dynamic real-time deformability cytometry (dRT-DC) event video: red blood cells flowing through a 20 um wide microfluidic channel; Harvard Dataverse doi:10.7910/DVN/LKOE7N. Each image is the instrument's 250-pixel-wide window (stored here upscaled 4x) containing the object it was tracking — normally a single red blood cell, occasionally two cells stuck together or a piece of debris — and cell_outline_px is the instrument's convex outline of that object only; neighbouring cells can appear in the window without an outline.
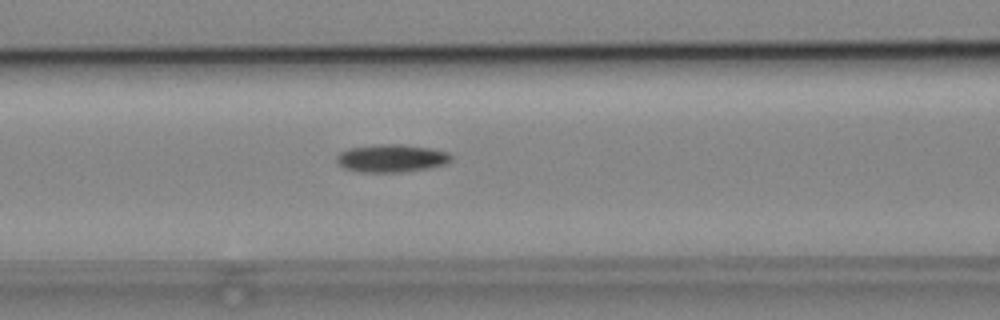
{"species": "common noctule bat (a hibernating species)", "species_latin": "Nyctalus noctula", "temperature_condition": "cold", "stored_images_in_passage": 30, "camera_frame_rate_fps": 3000, "um_per_image_px": 0.085, "animal": {"sex": "male", "body_mass_g": 19.2, "forearm_length_mm": 51.8}, "frame": {"image": 1, "passage_image": 11, "time_ms": 3.333, "image_size_px": [1000, 320], "cell_outline_px": [[452, 160], [444, 164], [428, 168], [400, 172], [360, 172], [344, 168], [336, 160], [336, 156], [340, 152], [348, 148], [376, 144], [404, 144], [432, 148], [448, 152], [452, 156]], "centroid_in_image_um": [33.27, 13.44], "position_along_channel_um": 133.3, "area_um2": 18.67}}
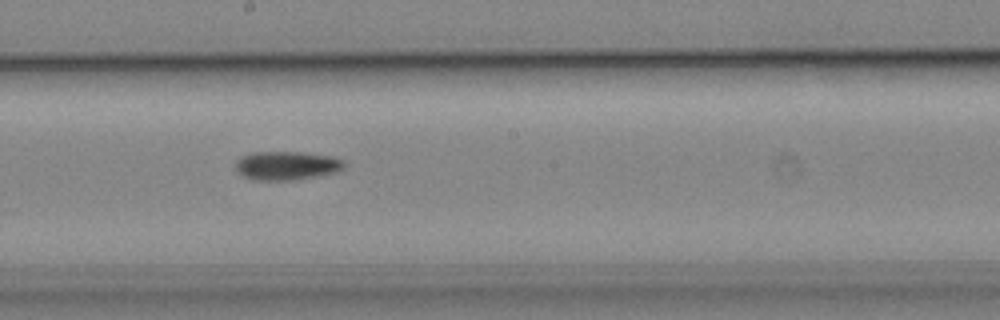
{"frame": {"image": 2, "passage_image": 18, "time_ms": 5.667, "image_size_px": [1000, 320], "cell_outline_px": [[348, 164], [344, 168], [336, 172], [296, 180], [252, 180], [240, 176], [236, 172], [236, 160], [240, 156], [252, 152], [304, 152], [332, 156], [344, 160]], "centroid_in_image_um": [24.35, 14.07], "position_along_channel_um": 223.8, "area_um2": 18.61}}
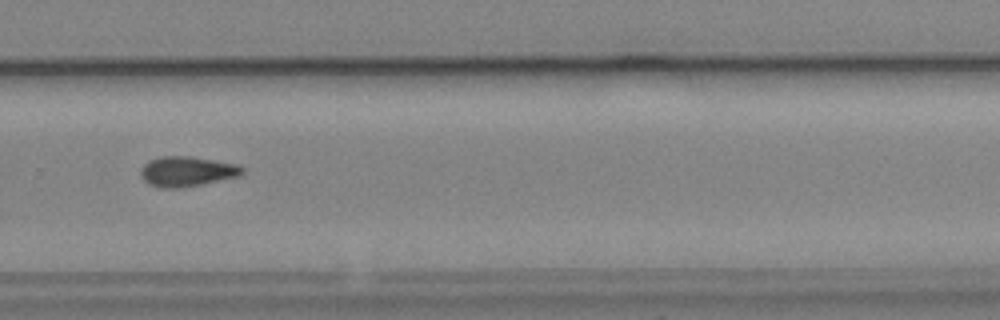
{"frame": {"image": 3, "passage_image": 25, "time_ms": 8.0, "image_size_px": [1000, 320], "cell_outline_px": [[244, 172], [240, 176], [180, 188], [164, 188], [148, 184], [140, 176], [140, 168], [148, 160], [160, 156], [188, 156], [236, 164], [244, 168]], "centroid_in_image_um": [15.85, 14.57], "position_along_channel_um": 314.0, "area_um2": 17.74}, "authors_computed_cell_mechanics": {"area_um2": 17.8024, "velocity_mm_per_s": 3.8833, "shape_relaxation_time_tau1_ms": 8.0955, "shape_relaxation_time_tau2_ms": null, "deformation_change_tau1": 0.1339, "deformation_change_tau2": null}}